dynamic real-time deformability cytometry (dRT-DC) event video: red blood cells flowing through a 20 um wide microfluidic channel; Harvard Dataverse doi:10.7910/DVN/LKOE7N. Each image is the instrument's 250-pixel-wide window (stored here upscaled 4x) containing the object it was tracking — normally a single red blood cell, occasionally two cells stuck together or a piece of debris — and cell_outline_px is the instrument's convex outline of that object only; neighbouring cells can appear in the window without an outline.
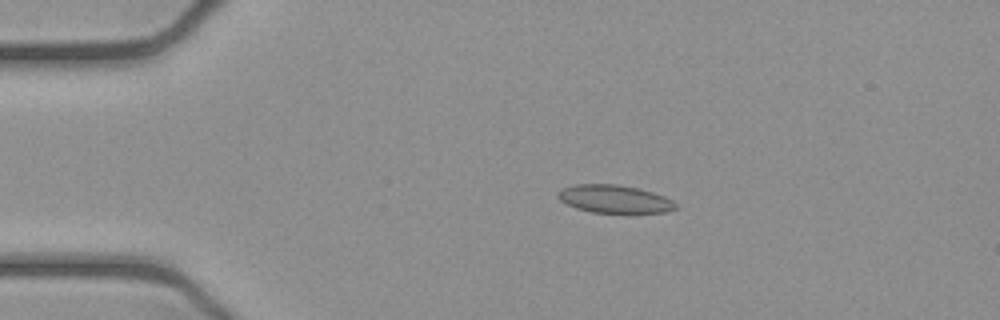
{"species": "common noctule bat (a hibernating species)", "species_latin": "Nyctalus noctula", "temperature_condition": "cold", "stored_images_in_passage": 43, "camera_frame_rate_fps": 3000, "um_per_image_px": 0.085, "animal": {"sex": "female", "body_mass_g": 21.9}, "frame": {"image": 1, "passage_image": 1, "time_ms": 0.0, "image_size_px": [1000, 320], "cell_outline_px": [[676, 208], [664, 212], [592, 212], [576, 208], [560, 200], [556, 196], [556, 192], [564, 188], [576, 184], [616, 184], [640, 188], [664, 196], [672, 200], [676, 204]], "centroid_in_image_um": [52.2, 16.9], "position_along_channel_um": 32.8, "area_um2": 18.96}}
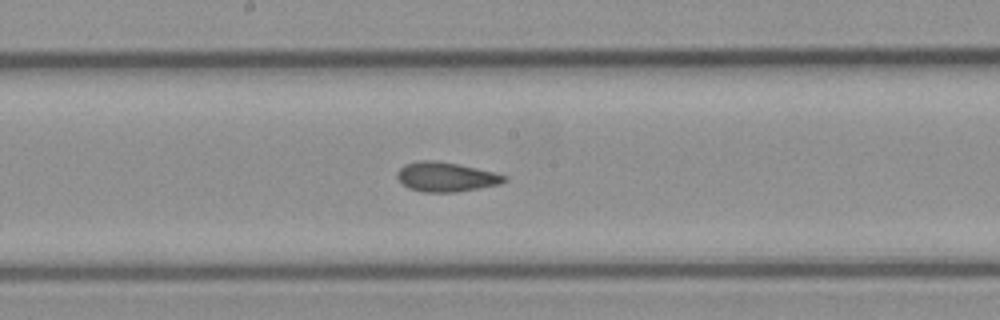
{"frame": {"image": 2, "passage_image": 18, "time_ms": 5.667, "image_size_px": [1000, 320], "cell_outline_px": [[508, 180], [500, 184], [456, 192], [424, 192], [408, 188], [396, 176], [396, 172], [404, 164], [420, 160], [432, 160], [456, 164], [476, 168], [508, 176]], "centroid_in_image_um": [37.9, 15.04], "position_along_channel_um": 210.3, "area_um2": 18.26}}
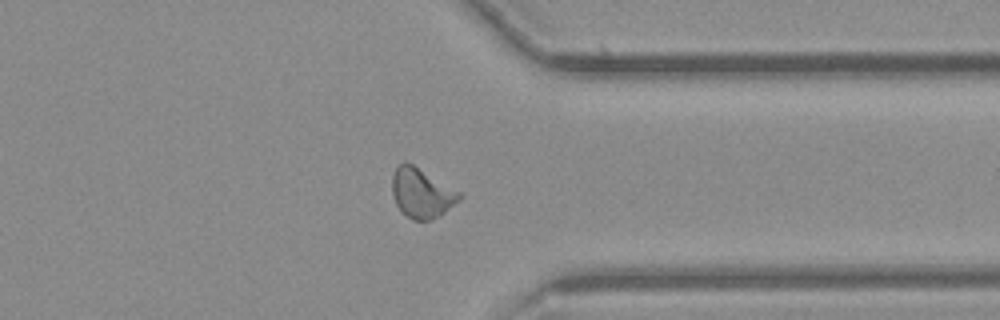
{"frame": {"image": 3, "passage_image": 31, "time_ms": 10.0, "image_size_px": [1000, 320], "cell_outline_px": [[464, 196], [460, 200], [440, 216], [428, 220], [412, 220], [400, 212], [396, 204], [392, 192], [392, 176], [396, 168], [404, 160], [412, 164], [460, 192]], "centroid_in_image_um": [35.83, 16.43], "position_along_channel_um": 375.6, "area_um2": 19.42}, "authors_computed_cell_mechanics": {"area_um2": 18.4382, "velocity_mm_per_s": 3.9207, "shape_relaxation_time_tau1_ms": 8.1135, "shape_relaxation_time_tau2_ms": 1.6541, "deformation_change_tau1": 0.1791, "deformation_change_tau2": 0.0791}}